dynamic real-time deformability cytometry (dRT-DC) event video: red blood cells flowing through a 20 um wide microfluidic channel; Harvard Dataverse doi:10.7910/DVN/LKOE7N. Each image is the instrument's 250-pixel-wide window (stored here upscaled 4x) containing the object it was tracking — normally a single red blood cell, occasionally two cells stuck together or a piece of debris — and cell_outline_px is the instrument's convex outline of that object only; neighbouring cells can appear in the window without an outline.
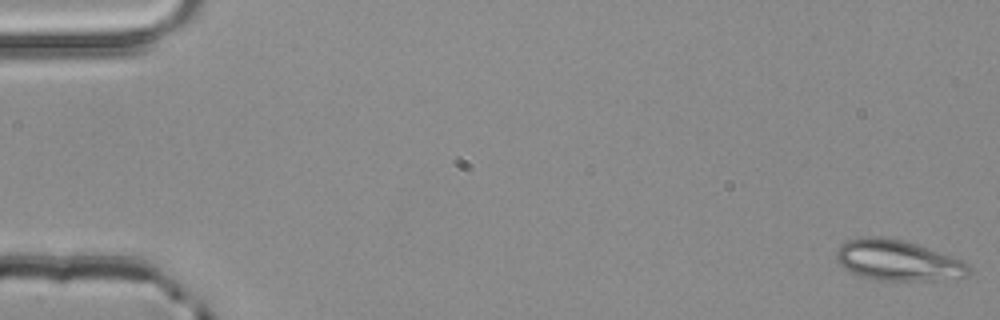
{"species": "common noctule bat (a hibernating species)", "species_latin": "Nyctalus noctula", "temperature_condition": "room temperature", "stored_images_in_passage": 4, "camera_frame_rate_fps": 3000, "um_per_image_px": 0.085, "animal": {"sex": "male", "body_mass_g": 20.4}, "frame": {"image": 1, "passage_image": 1, "time_ms": 0.0, "image_size_px": [1000, 320], "cell_outline_px": [[972, 272], [968, 276], [940, 280], [876, 280], [860, 276], [844, 268], [836, 260], [836, 252], [840, 244], [848, 240], [864, 236], [880, 236], [904, 240], [964, 260], [968, 264]], "centroid_in_image_um": [76.33, 22.13], "position_along_channel_um": 8.7, "area_um2": 31.56}}